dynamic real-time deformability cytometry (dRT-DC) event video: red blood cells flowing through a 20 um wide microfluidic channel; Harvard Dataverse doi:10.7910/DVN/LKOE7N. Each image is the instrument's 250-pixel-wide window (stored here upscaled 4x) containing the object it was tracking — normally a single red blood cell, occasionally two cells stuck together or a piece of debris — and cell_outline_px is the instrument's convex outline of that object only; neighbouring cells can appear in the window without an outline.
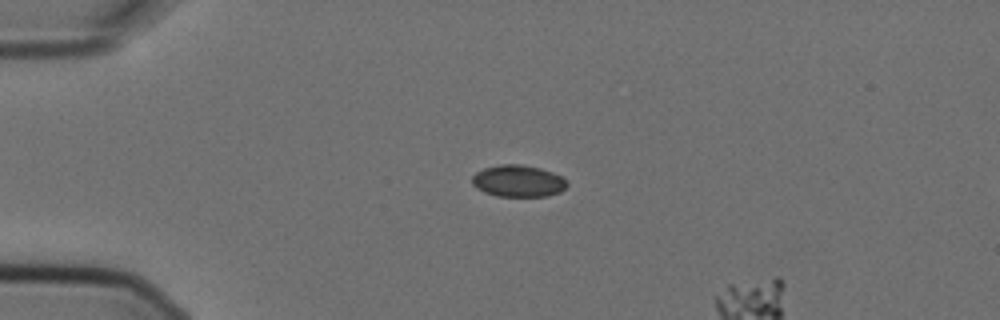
{"species": "Egyptian fruit bat (a non-hibernating species)", "species_latin": "Rousettus aegyptiacus", "temperature_condition": "cold", "stored_images_in_passage": 6, "camera_frame_rate_fps": 3000, "um_per_image_px": 0.085, "animal": {"sex": "female"}, "frame": {"image": 1, "passage_image": 4, "time_ms": 1.0, "image_size_px": [1000, 320], "cell_outline_px": [[568, 184], [560, 192], [548, 196], [496, 196], [484, 192], [476, 188], [472, 184], [472, 176], [476, 172], [484, 168], [500, 164], [520, 164], [540, 168], [552, 172], [560, 176]], "centroid_in_image_um": [44.01, 15.38], "position_along_channel_um": 41.0, "area_um2": 17.57}}